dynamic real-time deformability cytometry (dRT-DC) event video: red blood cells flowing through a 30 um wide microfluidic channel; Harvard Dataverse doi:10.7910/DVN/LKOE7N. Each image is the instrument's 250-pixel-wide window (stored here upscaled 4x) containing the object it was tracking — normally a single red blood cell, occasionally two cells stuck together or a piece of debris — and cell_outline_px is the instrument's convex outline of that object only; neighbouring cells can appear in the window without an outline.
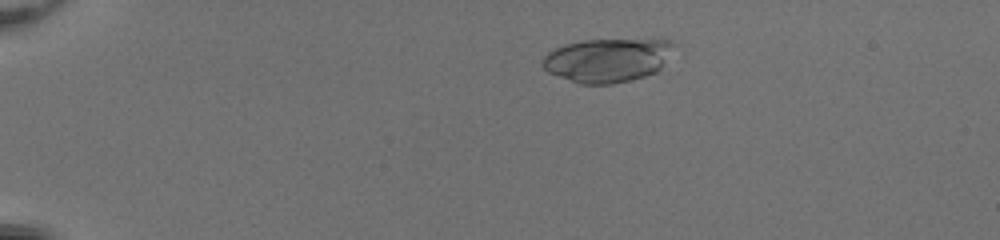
{"species": "common noctule bat (a hibernating species)", "species_latin": "Nyctalus noctula", "temperature_condition": "room temperature", "stored_images_in_passage": 20, "camera_frame_rate_fps": 3000, "um_per_image_px": 0.085, "animal": {"sex": "female", "body_mass_g": 20.0, "forearm_length_mm": 54.0}, "frame": {"image": 1, "passage_image": 9, "time_ms": 2.667, "image_size_px": [1000, 240], "cell_outline_px": [[684, 56], [656, 72], [644, 76], [612, 84], [580, 84], [548, 72], [540, 64], [544, 56], [548, 52], [564, 44], [580, 40], [660, 36], [664, 36], [680, 44], [684, 52]], "centroid_in_image_um": [51.99, 5.02], "position_along_channel_um": 33.0, "area_um2": 36.53}}